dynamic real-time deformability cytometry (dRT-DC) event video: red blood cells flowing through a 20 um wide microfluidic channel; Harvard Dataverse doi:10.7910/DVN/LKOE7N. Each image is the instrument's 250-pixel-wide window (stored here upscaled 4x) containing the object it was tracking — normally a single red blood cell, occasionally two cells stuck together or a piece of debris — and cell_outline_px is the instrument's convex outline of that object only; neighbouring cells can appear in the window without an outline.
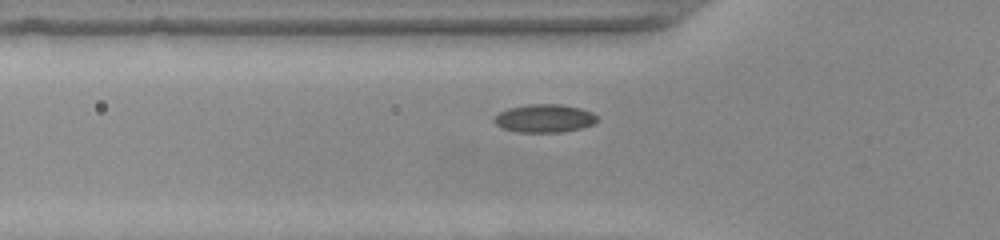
{"species": "common noctule bat (a hibernating species)", "species_latin": "Nyctalus noctula", "temperature_condition": "warm", "stored_images_in_passage": 38, "camera_frame_rate_fps": 3000, "um_per_image_px": 0.085, "animal": {"sex": "female", "body_mass_g": 22.0, "forearm_length_mm": 56.7}, "frame": {"image": 1, "passage_image": 12, "time_ms": 3.667, "image_size_px": [1000, 240], "cell_outline_px": [[596, 120], [592, 124], [580, 128], [560, 132], [520, 132], [504, 128], [496, 124], [492, 120], [500, 112], [508, 108], [528, 104], [560, 104], [580, 108], [592, 112], [596, 116]], "centroid_in_image_um": [46.26, 10.05], "position_along_channel_um": 79.5, "area_um2": 16.65}}
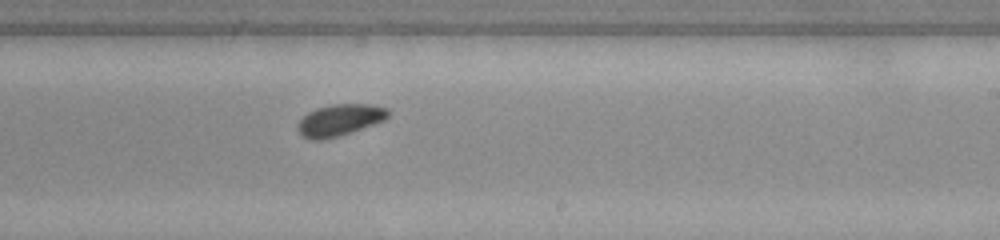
{"frame": {"image": 2, "passage_image": 26, "time_ms": 8.333, "image_size_px": [1000, 240], "cell_outline_px": [[388, 116], [384, 120], [336, 136], [320, 140], [312, 140], [300, 136], [296, 128], [296, 124], [308, 112], [316, 108], [332, 104], [372, 104], [388, 108]], "centroid_in_image_um": [28.81, 10.19], "position_along_channel_um": 260.2, "area_um2": 16.47}}
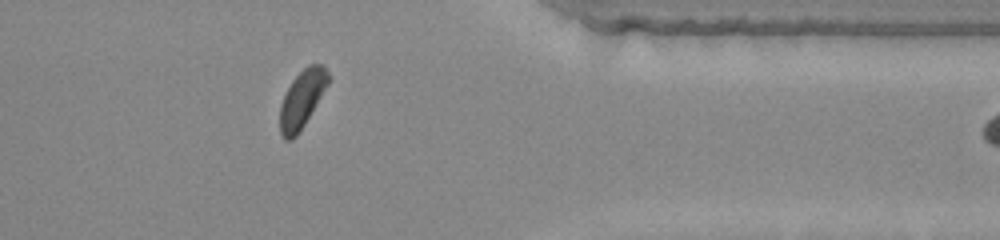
{"frame": {"image": 3, "passage_image": 37, "time_ms": 12.0, "image_size_px": [1000, 240], "cell_outline_px": [[328, 84], [304, 124], [296, 136], [292, 140], [284, 140], [280, 132], [280, 104], [292, 80], [308, 64], [320, 64], [328, 72]], "centroid_in_image_um": [25.64, 8.43], "position_along_channel_um": 385.8, "area_um2": 15.78}}